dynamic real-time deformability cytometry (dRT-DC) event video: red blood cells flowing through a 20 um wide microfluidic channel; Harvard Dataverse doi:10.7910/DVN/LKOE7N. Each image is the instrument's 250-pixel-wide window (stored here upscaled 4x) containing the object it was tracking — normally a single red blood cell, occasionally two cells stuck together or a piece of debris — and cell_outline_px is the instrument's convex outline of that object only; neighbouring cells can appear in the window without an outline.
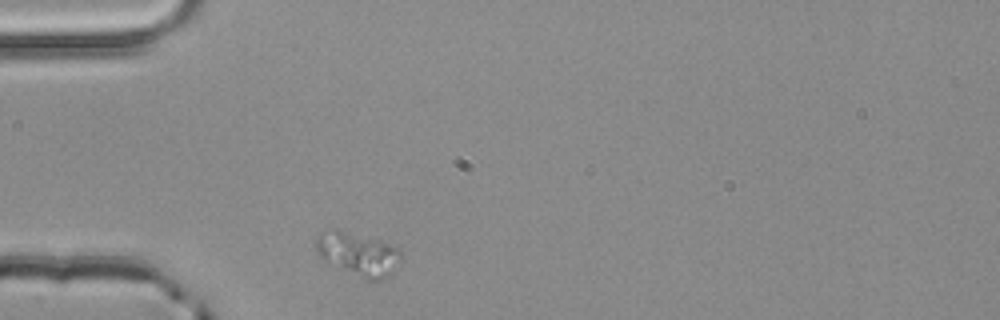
{"species": "common noctule bat (a hibernating species)", "species_latin": "Nyctalus noctula", "temperature_condition": "room temperature", "stored_images_in_passage": 1, "camera_frame_rate_fps": 3000, "um_per_image_px": 0.085, "animal": {"sex": "male", "body_mass_g": 20.4}, "frame": {"image": 1, "passage_image": 1, "time_ms": 0.0, "image_size_px": [1000, 320], "cell_outline_px": [[400, 264], [388, 276], [376, 280], [368, 280], [324, 260], [320, 256], [316, 248], [316, 240], [320, 232], [336, 228], [380, 240], [396, 248], [400, 252]], "centroid_in_image_um": [30.43, 21.56], "position_along_channel_um": 54.6, "area_um2": 21.04}}